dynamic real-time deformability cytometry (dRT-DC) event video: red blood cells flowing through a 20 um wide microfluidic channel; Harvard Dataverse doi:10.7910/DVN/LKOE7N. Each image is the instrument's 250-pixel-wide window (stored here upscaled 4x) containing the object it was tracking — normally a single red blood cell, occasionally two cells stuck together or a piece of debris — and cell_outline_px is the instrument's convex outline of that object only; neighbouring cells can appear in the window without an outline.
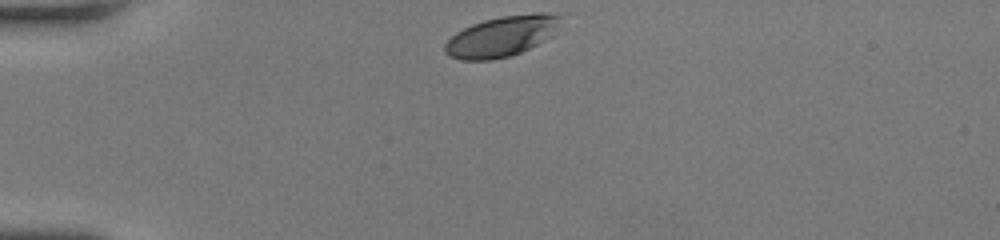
{"species": "human", "species_latin": "Homo sapiens", "temperature_condition": "room temperature", "stored_images_in_passage": 30, "camera_frame_rate_fps": 3000, "um_per_image_px": 0.085, "donor": {"sex": "female"}, "frame": {"image": 1, "passage_image": 1, "time_ms": 0.0, "image_size_px": [1000, 240], "cell_outline_px": [[564, 16], [552, 36], [520, 52], [508, 56], [492, 60], [460, 60], [448, 56], [444, 52], [444, 44], [456, 32], [472, 24], [484, 20], [500, 16], [532, 12], [544, 12]], "centroid_in_image_um": [42.64, 3.07], "position_along_channel_um": 42.4, "area_um2": 27.46}}
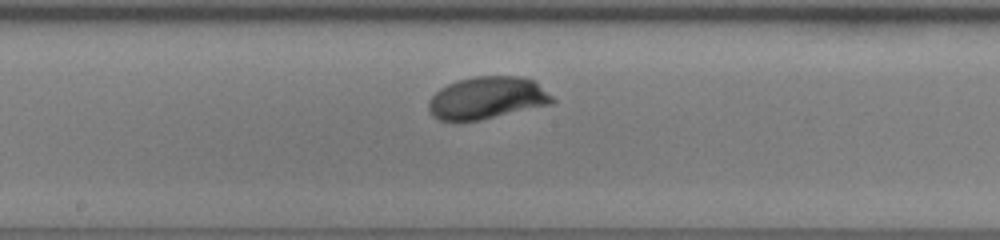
{"frame": {"image": 2, "passage_image": 16, "time_ms": 5.0, "image_size_px": [1000, 240], "cell_outline_px": [[556, 100], [552, 104], [480, 120], [440, 120], [432, 116], [428, 108], [428, 100], [440, 88], [456, 80], [472, 76], [520, 76], [536, 80]], "centroid_in_image_um": [41.42, 8.31], "position_along_channel_um": 206.8, "area_um2": 30.69}}
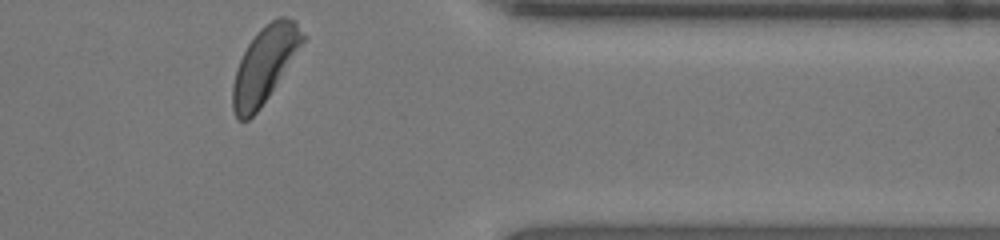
{"frame": {"image": 3, "passage_image": 30, "time_ms": 9.667, "image_size_px": [1000, 240], "cell_outline_px": [[308, 40], [260, 108], [248, 120], [236, 120], [232, 108], [232, 84], [236, 68], [248, 44], [256, 32], [264, 24], [280, 16], [284, 16], [296, 20], [308, 36]], "centroid_in_image_um": [22.55, 5.46], "position_along_channel_um": 388.9, "area_um2": 31.62}, "authors_computed_cell_mechanics": {"area_um2": 29.8248, "velocity_mm_per_s": 4.1523, "shape_relaxation_time_tau1_ms": 1.7742, "shape_relaxation_time_tau2_ms": null, "deformation_change_tau1": 0.1281, "deformation_change_tau2": null}}